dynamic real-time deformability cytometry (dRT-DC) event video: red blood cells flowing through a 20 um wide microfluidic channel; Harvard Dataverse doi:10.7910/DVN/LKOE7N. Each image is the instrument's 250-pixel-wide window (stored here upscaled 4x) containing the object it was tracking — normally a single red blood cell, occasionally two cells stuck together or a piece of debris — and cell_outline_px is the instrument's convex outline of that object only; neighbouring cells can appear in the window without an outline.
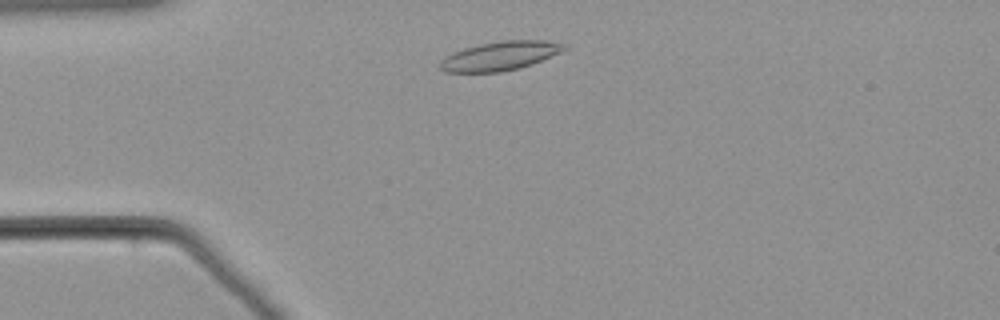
{"species": "common noctule bat (a hibernating species)", "species_latin": "Nyctalus noctula", "temperature_condition": "warm", "stored_images_in_passage": 38, "camera_frame_rate_fps": 3000, "um_per_image_px": 0.085, "animal": {"sex": "male", "body_mass_g": 21.5, "forearm_length_mm": 52.0}, "frame": {"image": 1, "passage_image": 4, "time_ms": 1.0, "image_size_px": [1000, 320], "cell_outline_px": [[568, 48], [560, 52], [532, 64], [520, 68], [500, 72], [444, 72], [440, 68], [440, 60], [444, 56], [452, 52], [464, 48], [480, 44], [500, 40], [544, 40], [568, 44]], "centroid_in_image_um": [42.5, 4.74], "position_along_channel_um": 42.5, "area_um2": 21.1}}
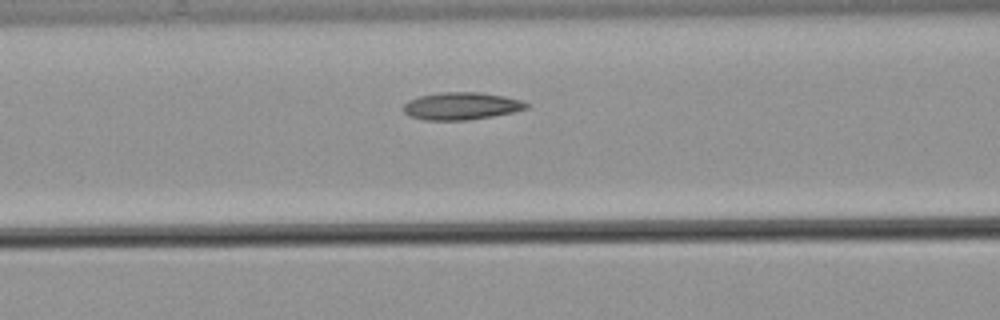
{"frame": {"image": 2, "passage_image": 13, "time_ms": 4.0, "image_size_px": [1000, 320], "cell_outline_px": [[528, 108], [512, 112], [492, 116], [468, 120], [424, 120], [408, 116], [400, 108], [408, 100], [420, 96], [444, 92], [480, 92], [504, 96], [520, 100], [528, 104]], "centroid_in_image_um": [39.16, 9.01], "position_along_channel_um": 127.4, "area_um2": 19.65}}
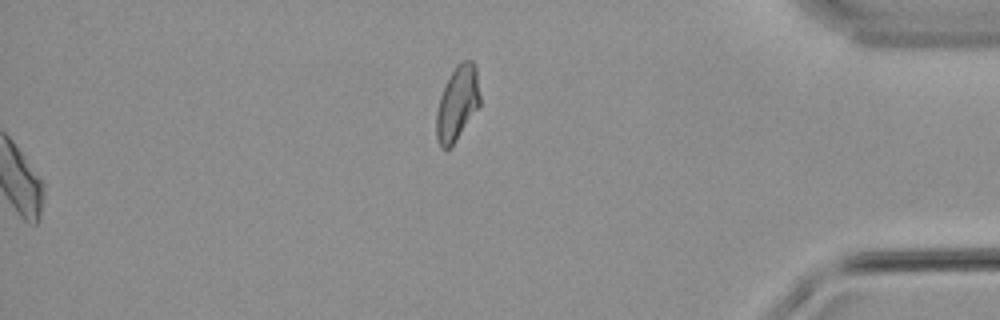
{"frame": {"image": 3, "passage_image": 38, "time_ms": 12.333, "image_size_px": [1000, 320], "cell_outline_px": [[480, 104], [456, 140], [448, 148], [440, 148], [436, 136], [436, 112], [440, 96], [456, 64], [460, 60], [472, 60], [476, 64], [480, 96]], "centroid_in_image_um": [38.88, 8.74], "position_along_channel_um": 396.3, "area_um2": 18.79}}